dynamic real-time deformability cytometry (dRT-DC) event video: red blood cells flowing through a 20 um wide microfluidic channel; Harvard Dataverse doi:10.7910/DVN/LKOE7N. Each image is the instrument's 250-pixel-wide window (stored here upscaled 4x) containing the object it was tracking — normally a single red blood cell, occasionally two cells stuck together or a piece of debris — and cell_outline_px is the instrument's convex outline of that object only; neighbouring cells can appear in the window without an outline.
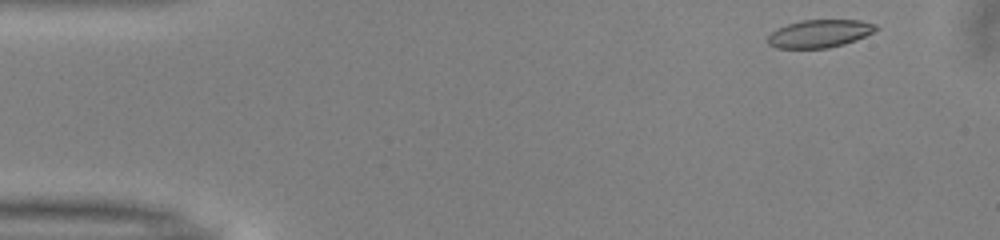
{"species": "common noctule bat (a hibernating species)", "species_latin": "Nyctalus noctula", "temperature_condition": "warm", "stored_images_in_passage": 36, "camera_frame_rate_fps": 3000, "um_per_image_px": 0.085, "animal": {"sex": "male", "body_mass_g": 13.0, "forearm_length_mm": 53.1}, "frame": {"image": 1, "passage_image": 1, "time_ms": 0.0, "image_size_px": [1000, 240], "cell_outline_px": [[880, 28], [856, 40], [844, 44], [828, 48], [776, 48], [768, 44], [768, 36], [776, 28], [800, 20], [860, 20], [876, 24]], "centroid_in_image_um": [69.66, 2.85], "position_along_channel_um": 15.3, "area_um2": 17.57}}
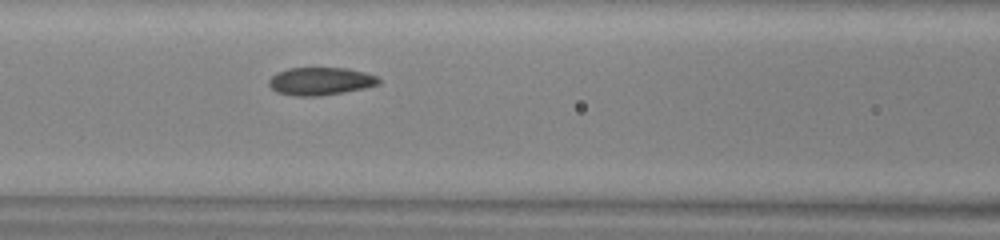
{"frame": {"image": 2, "passage_image": 18, "time_ms": 5.667, "image_size_px": [1000, 240], "cell_outline_px": [[380, 84], [364, 88], [320, 96], [292, 96], [276, 92], [268, 84], [268, 80], [276, 72], [288, 68], [348, 68], [364, 72], [376, 76], [380, 80]], "centroid_in_image_um": [27.21, 6.9], "position_along_channel_um": 139.4, "area_um2": 17.86}}
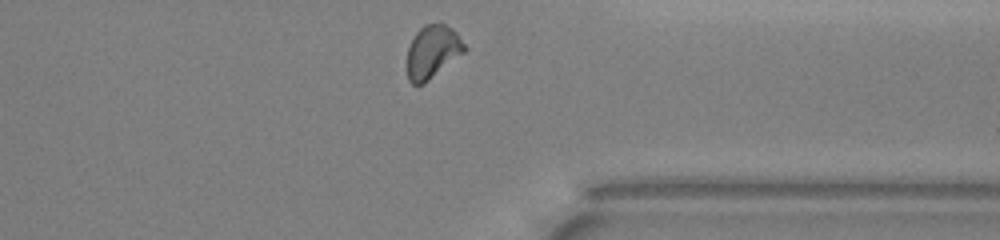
{"frame": {"image": 3, "passage_image": 36, "time_ms": 11.667, "image_size_px": [1000, 240], "cell_outline_px": [[468, 48], [464, 52], [424, 84], [412, 84], [408, 80], [408, 48], [416, 32], [424, 24], [444, 24], [452, 28], [456, 32]], "centroid_in_image_um": [36.77, 4.39], "position_along_channel_um": 374.6, "area_um2": 17.51}, "authors_computed_cell_mechanics": {"area_um2": 17.7446, "velocity_mm_per_s": 4.0164, "shape_relaxation_time_tau1_ms": 4.4767, "shape_relaxation_time_tau2_ms": 1.419, "deformation_change_tau1": 0.1277, "deformation_change_tau2": 0.0703}}